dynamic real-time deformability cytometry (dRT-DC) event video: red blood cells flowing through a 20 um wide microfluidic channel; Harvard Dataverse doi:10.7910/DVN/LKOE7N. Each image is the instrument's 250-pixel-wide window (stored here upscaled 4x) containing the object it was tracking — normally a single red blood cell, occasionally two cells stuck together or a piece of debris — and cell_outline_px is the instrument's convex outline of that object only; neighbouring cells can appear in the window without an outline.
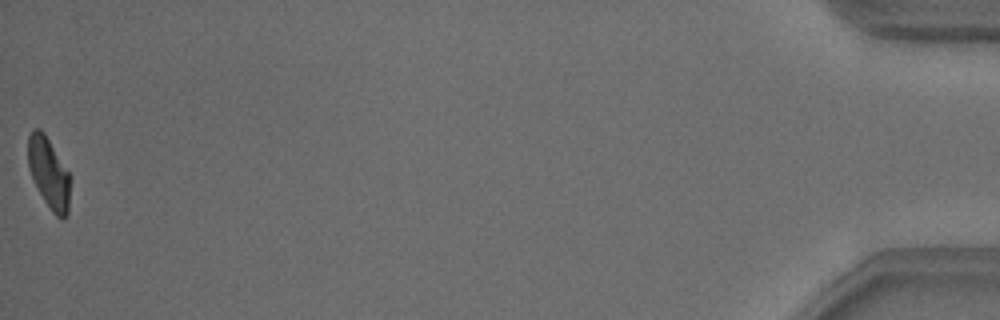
{"species": "common noctule bat (a hibernating species)", "species_latin": "Nyctalus noctula", "temperature_condition": "warm", "stored_images_in_passage": 49, "camera_frame_rate_fps": 3000, "um_per_image_px": 0.085, "animal": {"sex": "male", "body_mass_g": 18.8}, "frame": {"image": 1, "passage_image": 49, "time_ms": 16.0, "image_size_px": [1000, 320], "cell_outline_px": [[72, 176], [68, 212], [64, 220], [60, 220], [52, 212], [44, 200], [28, 168], [28, 136], [32, 128], [40, 128], [44, 132]], "centroid_in_image_um": [4.19, 14.71], "position_along_channel_um": 431.0, "area_um2": 17.74}, "authors_computed_cell_mechanics": {"area_um2": 18.6694, "velocity_mm_per_s": 3.8416, "shape_relaxation_time_tau1_ms": 3.1486, "shape_relaxation_time_tau2_ms": 2.2813, "deformation_change_tau1": 0.1392, "deformation_change_tau2": 0.0854}}